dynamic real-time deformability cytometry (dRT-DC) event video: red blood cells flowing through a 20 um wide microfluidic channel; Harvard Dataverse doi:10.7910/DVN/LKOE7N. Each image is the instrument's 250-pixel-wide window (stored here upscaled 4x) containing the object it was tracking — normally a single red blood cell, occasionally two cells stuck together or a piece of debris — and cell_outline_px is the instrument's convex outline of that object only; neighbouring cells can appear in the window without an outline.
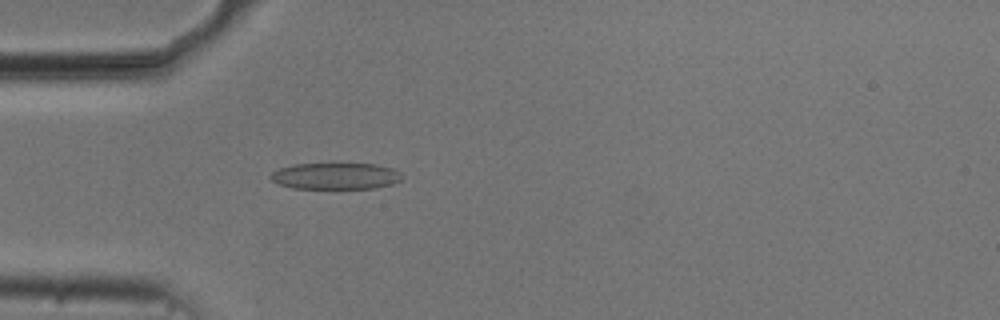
{"species": "common noctule bat (a hibernating species)", "species_latin": "Nyctalus noctula", "temperature_condition": "cold", "stored_images_in_passage": 39, "camera_frame_rate_fps": 3000, "um_per_image_px": 0.085, "animal": {"sex": "male", "body_mass_g": 20.5, "forearm_length_mm": 52.5}, "frame": {"image": 1, "passage_image": 1, "time_ms": 0.0, "image_size_px": [1000, 320], "cell_outline_px": [[404, 176], [400, 180], [392, 184], [376, 188], [292, 188], [280, 184], [272, 180], [268, 176], [272, 172], [280, 168], [292, 164], [332, 160], [376, 164], [392, 168], [400, 172]], "centroid_in_image_um": [28.53, 14.9], "position_along_channel_um": 56.5, "area_um2": 21.44}}
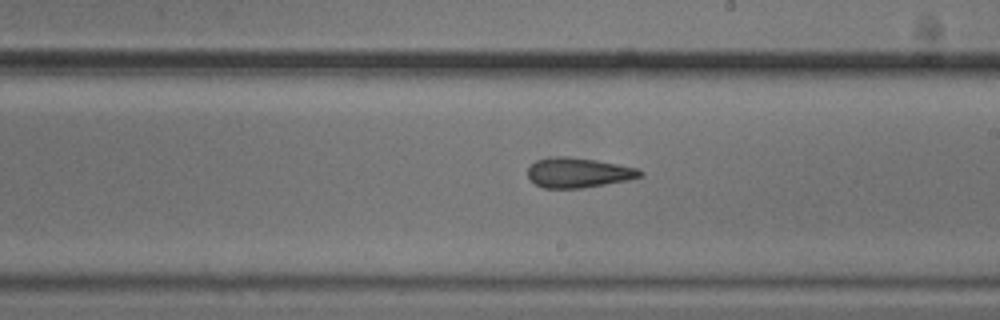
{"frame": {"image": 2, "passage_image": 16, "time_ms": 5.0, "image_size_px": [1000, 320], "cell_outline_px": [[644, 176], [628, 180], [584, 188], [544, 188], [536, 184], [528, 176], [528, 168], [536, 160], [556, 156], [568, 156], [596, 160], [636, 168], [644, 172]], "centroid_in_image_um": [49.18, 14.68], "position_along_channel_um": 239.8, "area_um2": 19.54}}
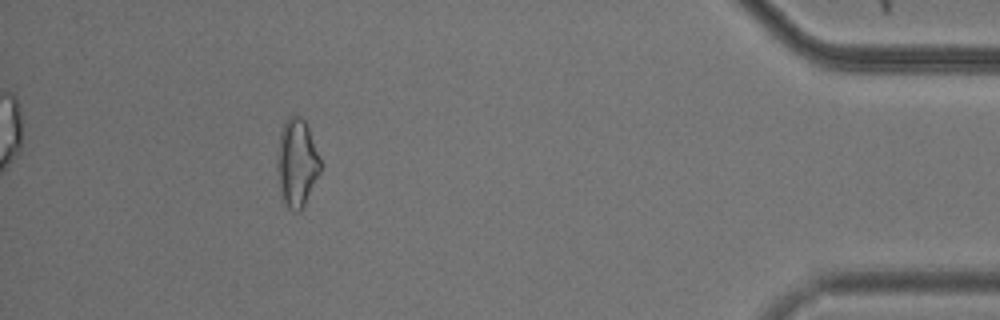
{"frame": {"image": 3, "passage_image": 34, "time_ms": 11.0, "image_size_px": [1000, 320], "cell_outline_px": [[320, 172], [300, 212], [296, 212], [288, 208], [284, 204], [280, 188], [276, 168], [276, 152], [280, 132], [288, 116], [300, 116], [304, 120], [308, 128], [320, 156]], "centroid_in_image_um": [25.21, 13.84], "position_along_channel_um": 410.0, "area_um2": 22.14}, "authors_computed_cell_mechanics": {"area_um2": 19.8254, "velocity_mm_per_s": 3.7472, "shape_relaxation_time_tau1_ms": 8.9505, "shape_relaxation_time_tau2_ms": 2.5803, "deformation_change_tau1": 0.2104, "deformation_change_tau2": 0.1245}}